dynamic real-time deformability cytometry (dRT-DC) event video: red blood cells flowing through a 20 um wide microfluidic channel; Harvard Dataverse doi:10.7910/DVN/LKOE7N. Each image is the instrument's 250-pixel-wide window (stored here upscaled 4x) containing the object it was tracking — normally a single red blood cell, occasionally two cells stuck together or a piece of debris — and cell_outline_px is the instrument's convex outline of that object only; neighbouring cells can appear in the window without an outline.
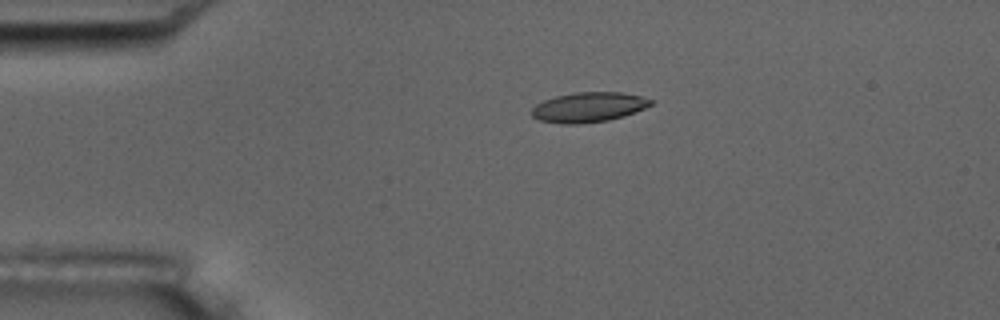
{"species": "common noctule bat (a hibernating species)", "species_latin": "Nyctalus noctula", "temperature_condition": "room temperature", "stored_images_in_passage": 4, "camera_frame_rate_fps": 3000, "um_per_image_px": 0.085, "animal": {"sex": "male", "body_mass_g": 17.5, "forearm_length_mm": 52.3}, "frame": {"image": 1, "passage_image": 3, "time_ms": 3.0, "image_size_px": [1000, 320], "cell_outline_px": [[652, 104], [644, 108], [624, 116], [608, 120], [580, 124], [560, 124], [540, 120], [532, 116], [532, 108], [536, 104], [544, 100], [556, 96], [576, 92], [620, 92], [640, 96], [652, 100]], "centroid_in_image_um": [50.01, 9.11], "position_along_channel_um": 35.0, "area_um2": 20.63}}